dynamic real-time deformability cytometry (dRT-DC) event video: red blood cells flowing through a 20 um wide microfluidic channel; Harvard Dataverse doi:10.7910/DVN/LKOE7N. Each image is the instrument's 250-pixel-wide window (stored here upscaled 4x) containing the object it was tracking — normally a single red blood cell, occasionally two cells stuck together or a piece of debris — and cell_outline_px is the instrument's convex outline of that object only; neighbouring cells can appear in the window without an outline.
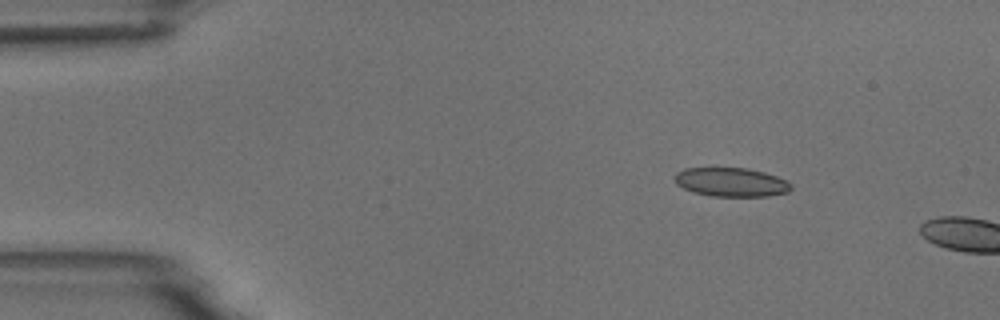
{"species": "common noctule bat (a hibernating species)", "species_latin": "Nyctalus noctula", "temperature_condition": "room temperature", "stored_images_in_passage": 2, "camera_frame_rate_fps": 3000, "um_per_image_px": 0.085, "animal": {"sex": "male", "body_mass_g": 18.8}, "frame": {"image": 1, "passage_image": 1, "time_ms": 0.0, "image_size_px": [1000, 320], "cell_outline_px": [[792, 188], [788, 192], [768, 196], [712, 196], [692, 192], [676, 184], [676, 172], [684, 168], [748, 168], [764, 172], [788, 180], [792, 184]], "centroid_in_image_um": [62.18, 15.48], "position_along_channel_um": 22.8, "area_um2": 19.65}}